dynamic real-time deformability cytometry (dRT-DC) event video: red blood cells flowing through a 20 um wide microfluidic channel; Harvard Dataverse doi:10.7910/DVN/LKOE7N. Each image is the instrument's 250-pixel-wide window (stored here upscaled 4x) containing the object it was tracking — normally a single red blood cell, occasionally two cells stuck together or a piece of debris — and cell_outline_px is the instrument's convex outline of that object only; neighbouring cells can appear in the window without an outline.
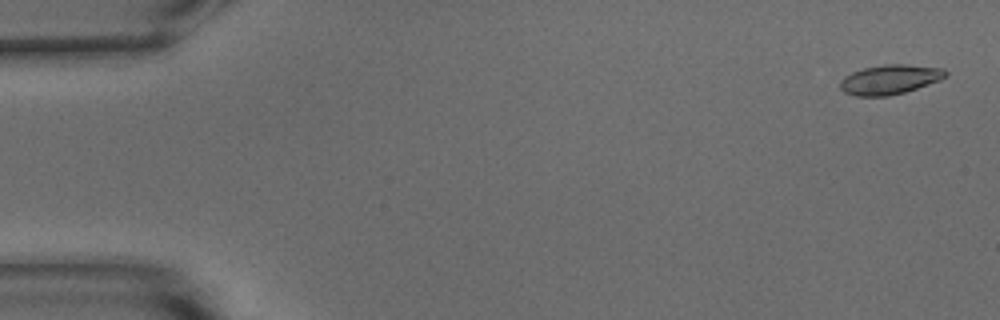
{"species": "common noctule bat (a hibernating species)", "species_latin": "Nyctalus noctula", "temperature_condition": "warm", "stored_images_in_passage": 54, "camera_frame_rate_fps": 3000, "um_per_image_px": 0.085, "animal": {"sex": "male", "body_mass_g": 15.6}, "frame": {"image": 1, "passage_image": 2, "time_ms": 0.333, "image_size_px": [1000, 320], "cell_outline_px": [[948, 72], [940, 80], [904, 92], [888, 96], [856, 96], [844, 92], [840, 88], [840, 80], [844, 76], [852, 72], [864, 68], [884, 64], [904, 64], [944, 68]], "centroid_in_image_um": [75.61, 6.75], "position_along_channel_um": 9.4, "area_um2": 18.09}}
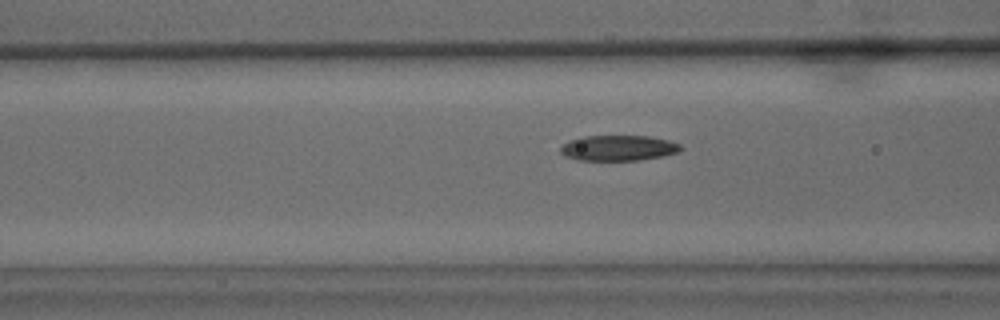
{"frame": {"image": 2, "passage_image": 21, "time_ms": 6.667, "image_size_px": [1000, 320], "cell_outline_px": [[684, 148], [680, 152], [664, 156], [640, 160], [576, 160], [564, 156], [560, 152], [560, 148], [568, 140], [584, 136], [648, 136], [668, 140], [680, 144]], "centroid_in_image_um": [52.58, 12.58], "position_along_channel_um": 114.0, "area_um2": 18.03}}
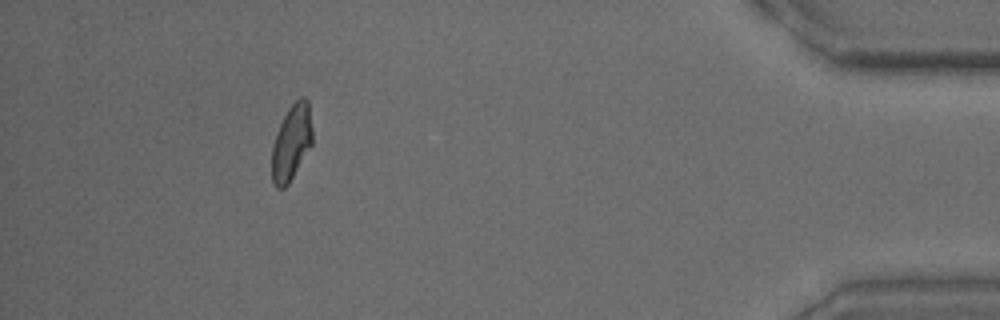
{"frame": {"image": 3, "passage_image": 49, "time_ms": 16.0, "image_size_px": [1000, 320], "cell_outline_px": [[312, 144], [288, 184], [284, 188], [276, 188], [272, 180], [272, 144], [276, 132], [288, 108], [300, 96], [304, 96], [308, 100], [312, 128]], "centroid_in_image_um": [24.77, 12.09], "position_along_channel_um": 410.4, "area_um2": 17.86}, "authors_computed_cell_mechanics": {"area_um2": 18.2937, "velocity_mm_per_s": 3.7793, "shape_relaxation_time_tau1_ms": 4.3904, "shape_relaxation_time_tau2_ms": 3.1153, "deformation_change_tau1": 0.1684, "deformation_change_tau2": 0.0907}}